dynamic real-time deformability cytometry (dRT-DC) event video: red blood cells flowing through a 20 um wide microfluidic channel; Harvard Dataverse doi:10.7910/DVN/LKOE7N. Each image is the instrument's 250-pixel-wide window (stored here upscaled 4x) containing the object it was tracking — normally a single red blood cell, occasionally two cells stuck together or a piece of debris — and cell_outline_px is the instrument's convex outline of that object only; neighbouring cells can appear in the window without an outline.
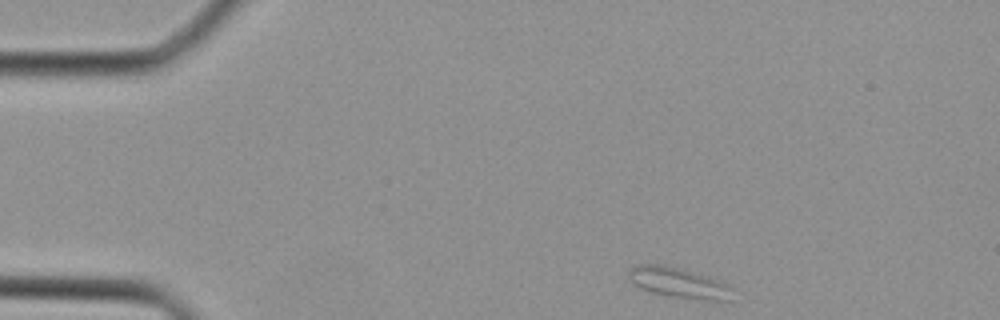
{"species": "Egyptian fruit bat (a non-hibernating species)", "species_latin": "Rousettus aegyptiacus", "temperature_condition": "cold", "stored_images_in_passage": 35, "camera_frame_rate_fps": 3000, "um_per_image_px": 0.085, "animal": {"sex": "female"}, "frame": {"image": 1, "passage_image": 1, "time_ms": 0.0, "image_size_px": [1000, 320], "cell_outline_px": [[736, 288], [728, 300], [704, 300], [672, 296], [652, 292], [640, 288], [628, 276], [628, 268], [640, 264], [656, 264], [688, 272], [716, 280], [728, 284]], "centroid_in_image_um": [57.69, 24.06], "position_along_channel_um": 27.3, "area_um2": 17.63}}
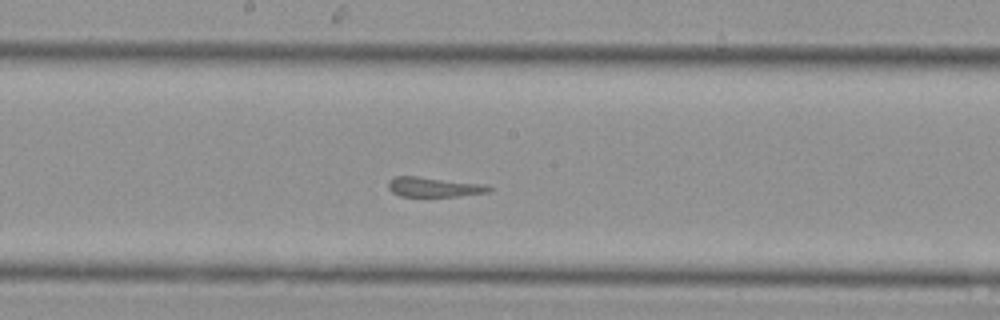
{"frame": {"image": 2, "passage_image": 16, "time_ms": 5.0, "image_size_px": [1000, 320], "cell_outline_px": [[492, 192], [456, 196], [400, 196], [392, 192], [388, 188], [388, 180], [396, 176], [416, 176], [484, 184], [492, 188]], "centroid_in_image_um": [36.88, 15.9], "position_along_channel_um": 211.3, "area_um2": 11.56}}
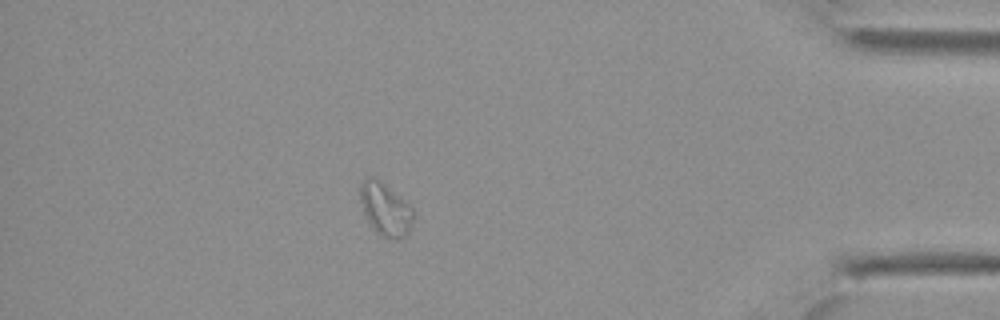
{"frame": {"image": 3, "passage_image": 30, "time_ms": 9.667, "image_size_px": [1000, 320], "cell_outline_px": [[416, 212], [408, 232], [400, 240], [396, 240], [384, 236], [376, 232], [368, 220], [364, 212], [360, 200], [360, 184], [364, 180], [372, 176], [404, 200]], "centroid_in_image_um": [32.78, 17.82], "position_along_channel_um": 402.4, "area_um2": 15.95}}